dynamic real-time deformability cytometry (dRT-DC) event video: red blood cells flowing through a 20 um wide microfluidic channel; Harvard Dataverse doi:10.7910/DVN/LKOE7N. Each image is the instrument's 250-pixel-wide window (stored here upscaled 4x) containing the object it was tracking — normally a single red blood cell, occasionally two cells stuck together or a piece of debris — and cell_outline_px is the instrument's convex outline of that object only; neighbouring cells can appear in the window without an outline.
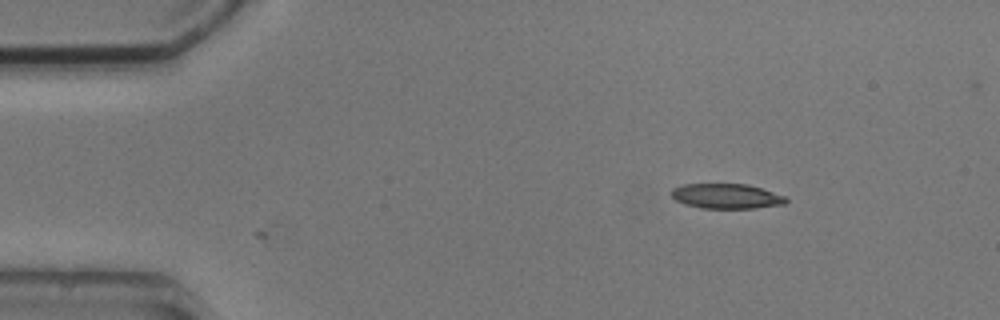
{"species": "common noctule bat (a hibernating species)", "species_latin": "Nyctalus noctula", "temperature_condition": "cold", "stored_images_in_passage": 3, "camera_frame_rate_fps": 3000, "um_per_image_px": 0.085, "animal": {"sex": "male", "body_mass_g": 20.5, "forearm_length_mm": 52.5}, "frame": {"image": 1, "passage_image": 1, "time_ms": 0.0, "image_size_px": [1000, 320], "cell_outline_px": [[788, 200], [784, 204], [756, 208], [700, 208], [684, 204], [676, 200], [672, 196], [672, 188], [684, 184], [748, 184], [784, 196]], "centroid_in_image_um": [61.72, 16.68], "position_along_channel_um": 23.3, "area_um2": 16.53}}